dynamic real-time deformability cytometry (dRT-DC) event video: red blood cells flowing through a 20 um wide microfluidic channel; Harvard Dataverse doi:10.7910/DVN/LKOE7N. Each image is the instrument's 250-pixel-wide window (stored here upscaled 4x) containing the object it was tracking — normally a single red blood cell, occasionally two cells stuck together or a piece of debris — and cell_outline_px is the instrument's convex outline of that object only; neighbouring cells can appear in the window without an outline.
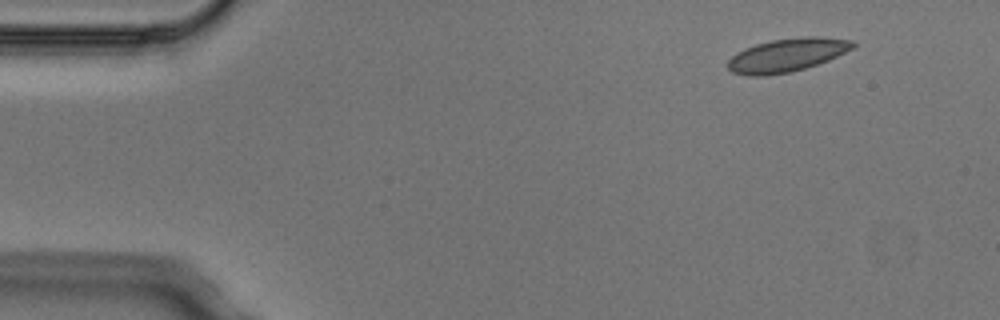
{"species": "Egyptian fruit bat (a non-hibernating species)", "species_latin": "Rousettus aegyptiacus", "temperature_condition": "cold", "stored_images_in_passage": 6, "camera_frame_rate_fps": 3000, "um_per_image_px": 0.085, "animal": {"sex": "male"}, "frame": {"image": 1, "passage_image": 1, "time_ms": 0.0, "image_size_px": [1000, 320], "cell_outline_px": [[856, 44], [852, 48], [828, 60], [792, 72], [764, 76], [748, 76], [732, 72], [728, 68], [728, 60], [736, 52], [744, 48], [756, 44], [772, 40], [800, 36], [816, 36], [856, 40]], "centroid_in_image_um": [66.88, 4.67], "position_along_channel_um": 18.1, "area_um2": 24.39}}
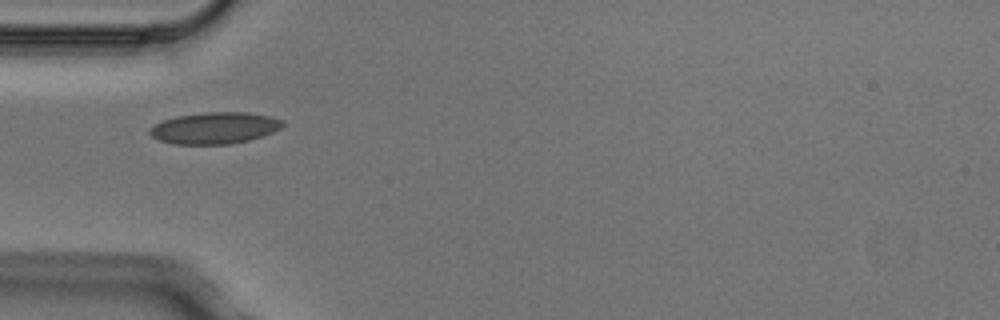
{"frame": {"image": 2, "passage_image": 4, "time_ms": 1.0, "image_size_px": [1000, 320], "cell_outline_px": [[284, 124], [280, 128], [272, 132], [248, 140], [228, 144], [172, 144], [160, 140], [152, 136], [148, 132], [148, 128], [152, 124], [176, 116], [208, 112], [248, 112], [268, 116], [284, 120]], "centroid_in_image_um": [18.2, 10.87], "position_along_channel_um": 66.8, "area_um2": 24.39}}
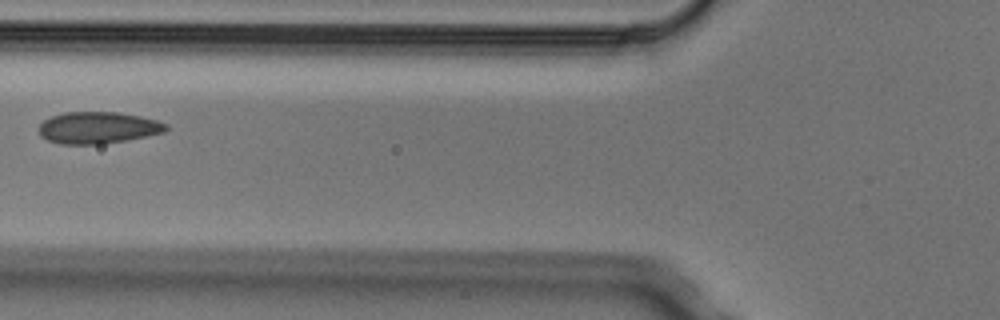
{"frame": {"image": 3, "passage_image": 5, "time_ms": 1.333, "image_size_px": [1000, 320], "cell_outline_px": [[168, 128], [164, 132], [128, 140], [100, 144], [60, 144], [48, 140], [40, 136], [40, 124], [44, 120], [52, 116], [64, 112], [120, 112], [140, 116], [156, 120], [168, 124]], "centroid_in_image_um": [8.34, 10.85], "position_along_channel_um": 117.5, "area_um2": 23.52}}